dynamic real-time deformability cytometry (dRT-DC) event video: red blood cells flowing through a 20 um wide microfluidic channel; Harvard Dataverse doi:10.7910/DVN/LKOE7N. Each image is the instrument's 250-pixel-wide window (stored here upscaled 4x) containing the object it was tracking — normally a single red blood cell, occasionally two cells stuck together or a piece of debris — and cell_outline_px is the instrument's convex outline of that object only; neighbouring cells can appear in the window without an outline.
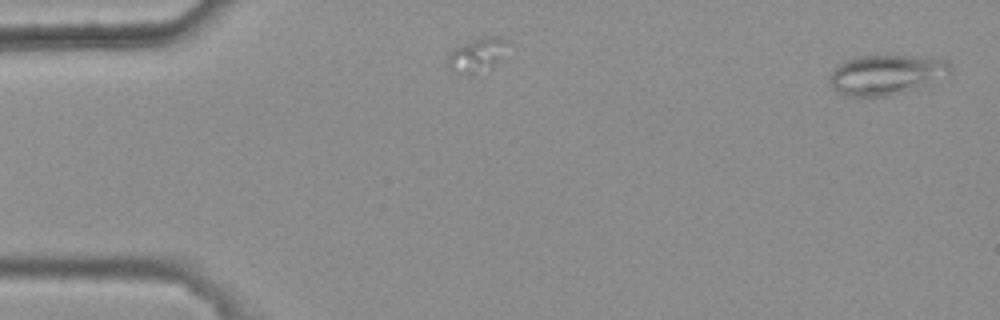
{"species": "common noctule bat (a hibernating species)", "species_latin": "Nyctalus noctula", "temperature_condition": "warm", "stored_images_in_passage": 3, "camera_frame_rate_fps": 3000, "um_per_image_px": 0.085, "animal": {"sex": "female", "body_mass_g": 25.1}, "frame": {"image": 1, "passage_image": 1, "time_ms": 0.0, "image_size_px": [1000, 320], "cell_outline_px": [[952, 72], [904, 92], [888, 96], [852, 96], [840, 92], [832, 88], [828, 80], [836, 64], [844, 60], [860, 56], [912, 56], [948, 60], [952, 68]], "centroid_in_image_um": [75.27, 6.33], "position_along_channel_um": 9.7, "area_um2": 27.63}}